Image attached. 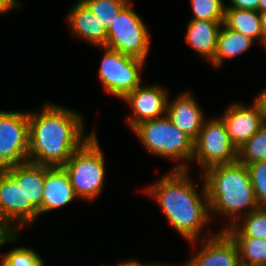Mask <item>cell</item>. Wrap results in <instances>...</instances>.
Wrapping results in <instances>:
<instances>
[{"label":"cell","instance_id":"cell-9","mask_svg":"<svg viewBox=\"0 0 266 266\" xmlns=\"http://www.w3.org/2000/svg\"><path fill=\"white\" fill-rule=\"evenodd\" d=\"M29 113L0 111V170L28 161Z\"/></svg>","mask_w":266,"mask_h":266},{"label":"cell","instance_id":"cell-27","mask_svg":"<svg viewBox=\"0 0 266 266\" xmlns=\"http://www.w3.org/2000/svg\"><path fill=\"white\" fill-rule=\"evenodd\" d=\"M246 167L258 204L266 206V160L249 164Z\"/></svg>","mask_w":266,"mask_h":266},{"label":"cell","instance_id":"cell-25","mask_svg":"<svg viewBox=\"0 0 266 266\" xmlns=\"http://www.w3.org/2000/svg\"><path fill=\"white\" fill-rule=\"evenodd\" d=\"M194 13L191 20L224 21L225 4L222 0H190Z\"/></svg>","mask_w":266,"mask_h":266},{"label":"cell","instance_id":"cell-32","mask_svg":"<svg viewBox=\"0 0 266 266\" xmlns=\"http://www.w3.org/2000/svg\"><path fill=\"white\" fill-rule=\"evenodd\" d=\"M256 100L261 104V107L266 113V89L259 94Z\"/></svg>","mask_w":266,"mask_h":266},{"label":"cell","instance_id":"cell-5","mask_svg":"<svg viewBox=\"0 0 266 266\" xmlns=\"http://www.w3.org/2000/svg\"><path fill=\"white\" fill-rule=\"evenodd\" d=\"M132 130L151 153L166 158L184 159L182 162L192 161L194 141L179 130L166 115L144 121Z\"/></svg>","mask_w":266,"mask_h":266},{"label":"cell","instance_id":"cell-11","mask_svg":"<svg viewBox=\"0 0 266 266\" xmlns=\"http://www.w3.org/2000/svg\"><path fill=\"white\" fill-rule=\"evenodd\" d=\"M17 181H23L24 225H29L42 214L45 165L30 161L7 169Z\"/></svg>","mask_w":266,"mask_h":266},{"label":"cell","instance_id":"cell-10","mask_svg":"<svg viewBox=\"0 0 266 266\" xmlns=\"http://www.w3.org/2000/svg\"><path fill=\"white\" fill-rule=\"evenodd\" d=\"M226 111L221 119L237 150L266 124V113L257 100L251 107L234 103Z\"/></svg>","mask_w":266,"mask_h":266},{"label":"cell","instance_id":"cell-31","mask_svg":"<svg viewBox=\"0 0 266 266\" xmlns=\"http://www.w3.org/2000/svg\"><path fill=\"white\" fill-rule=\"evenodd\" d=\"M261 30L263 33V41L266 39V11L260 12Z\"/></svg>","mask_w":266,"mask_h":266},{"label":"cell","instance_id":"cell-16","mask_svg":"<svg viewBox=\"0 0 266 266\" xmlns=\"http://www.w3.org/2000/svg\"><path fill=\"white\" fill-rule=\"evenodd\" d=\"M74 198L77 196L65 169L45 166L42 213L65 206Z\"/></svg>","mask_w":266,"mask_h":266},{"label":"cell","instance_id":"cell-4","mask_svg":"<svg viewBox=\"0 0 266 266\" xmlns=\"http://www.w3.org/2000/svg\"><path fill=\"white\" fill-rule=\"evenodd\" d=\"M95 133L63 166L77 197L92 201L98 197L104 184L103 152Z\"/></svg>","mask_w":266,"mask_h":266},{"label":"cell","instance_id":"cell-37","mask_svg":"<svg viewBox=\"0 0 266 266\" xmlns=\"http://www.w3.org/2000/svg\"><path fill=\"white\" fill-rule=\"evenodd\" d=\"M263 46H265L266 47V39L263 41Z\"/></svg>","mask_w":266,"mask_h":266},{"label":"cell","instance_id":"cell-18","mask_svg":"<svg viewBox=\"0 0 266 266\" xmlns=\"http://www.w3.org/2000/svg\"><path fill=\"white\" fill-rule=\"evenodd\" d=\"M224 21L190 20L187 26V46H192L197 53L209 59L214 58L217 41Z\"/></svg>","mask_w":266,"mask_h":266},{"label":"cell","instance_id":"cell-6","mask_svg":"<svg viewBox=\"0 0 266 266\" xmlns=\"http://www.w3.org/2000/svg\"><path fill=\"white\" fill-rule=\"evenodd\" d=\"M129 1L117 14L107 32L108 49L145 61L150 46V36L143 20L131 9Z\"/></svg>","mask_w":266,"mask_h":266},{"label":"cell","instance_id":"cell-3","mask_svg":"<svg viewBox=\"0 0 266 266\" xmlns=\"http://www.w3.org/2000/svg\"><path fill=\"white\" fill-rule=\"evenodd\" d=\"M210 211L223 216H233L234 225L243 209L249 213L259 208L249 171L238 160L232 163L210 167L202 173ZM239 213V214H238Z\"/></svg>","mask_w":266,"mask_h":266},{"label":"cell","instance_id":"cell-36","mask_svg":"<svg viewBox=\"0 0 266 266\" xmlns=\"http://www.w3.org/2000/svg\"><path fill=\"white\" fill-rule=\"evenodd\" d=\"M149 266H165V265H163V264H159V263H158V264H155V263H154V264H150Z\"/></svg>","mask_w":266,"mask_h":266},{"label":"cell","instance_id":"cell-2","mask_svg":"<svg viewBox=\"0 0 266 266\" xmlns=\"http://www.w3.org/2000/svg\"><path fill=\"white\" fill-rule=\"evenodd\" d=\"M187 172V165L178 164L146 192L155 198L175 230L194 245L202 227L211 219L210 207L205 183L201 196Z\"/></svg>","mask_w":266,"mask_h":266},{"label":"cell","instance_id":"cell-20","mask_svg":"<svg viewBox=\"0 0 266 266\" xmlns=\"http://www.w3.org/2000/svg\"><path fill=\"white\" fill-rule=\"evenodd\" d=\"M222 26V29L220 27L216 53L211 60L212 64L216 67H220L224 59L233 58L244 53L255 41L242 33L227 28L224 24Z\"/></svg>","mask_w":266,"mask_h":266},{"label":"cell","instance_id":"cell-15","mask_svg":"<svg viewBox=\"0 0 266 266\" xmlns=\"http://www.w3.org/2000/svg\"><path fill=\"white\" fill-rule=\"evenodd\" d=\"M166 117L193 141L205 121L197 101L190 93H182L172 101H167Z\"/></svg>","mask_w":266,"mask_h":266},{"label":"cell","instance_id":"cell-22","mask_svg":"<svg viewBox=\"0 0 266 266\" xmlns=\"http://www.w3.org/2000/svg\"><path fill=\"white\" fill-rule=\"evenodd\" d=\"M238 248L241 266H266V240L231 237Z\"/></svg>","mask_w":266,"mask_h":266},{"label":"cell","instance_id":"cell-23","mask_svg":"<svg viewBox=\"0 0 266 266\" xmlns=\"http://www.w3.org/2000/svg\"><path fill=\"white\" fill-rule=\"evenodd\" d=\"M130 0H79L98 18L101 25L108 31L117 14Z\"/></svg>","mask_w":266,"mask_h":266},{"label":"cell","instance_id":"cell-33","mask_svg":"<svg viewBox=\"0 0 266 266\" xmlns=\"http://www.w3.org/2000/svg\"><path fill=\"white\" fill-rule=\"evenodd\" d=\"M149 264H142L141 262L137 261V260H131V261H124V262H121L119 264V266H149ZM105 266H108V265H105Z\"/></svg>","mask_w":266,"mask_h":266},{"label":"cell","instance_id":"cell-19","mask_svg":"<svg viewBox=\"0 0 266 266\" xmlns=\"http://www.w3.org/2000/svg\"><path fill=\"white\" fill-rule=\"evenodd\" d=\"M223 24L236 32L255 39L262 40L260 12L258 10L226 8Z\"/></svg>","mask_w":266,"mask_h":266},{"label":"cell","instance_id":"cell-28","mask_svg":"<svg viewBox=\"0 0 266 266\" xmlns=\"http://www.w3.org/2000/svg\"><path fill=\"white\" fill-rule=\"evenodd\" d=\"M13 226L12 229H10L1 219H0V246H2L3 244H6L7 242L10 241H15L18 240L17 238V231L13 230Z\"/></svg>","mask_w":266,"mask_h":266},{"label":"cell","instance_id":"cell-13","mask_svg":"<svg viewBox=\"0 0 266 266\" xmlns=\"http://www.w3.org/2000/svg\"><path fill=\"white\" fill-rule=\"evenodd\" d=\"M203 239L204 246L182 266H241L237 245L225 230Z\"/></svg>","mask_w":266,"mask_h":266},{"label":"cell","instance_id":"cell-34","mask_svg":"<svg viewBox=\"0 0 266 266\" xmlns=\"http://www.w3.org/2000/svg\"><path fill=\"white\" fill-rule=\"evenodd\" d=\"M266 11V0H259V12Z\"/></svg>","mask_w":266,"mask_h":266},{"label":"cell","instance_id":"cell-35","mask_svg":"<svg viewBox=\"0 0 266 266\" xmlns=\"http://www.w3.org/2000/svg\"><path fill=\"white\" fill-rule=\"evenodd\" d=\"M16 7H19V2L17 0H10Z\"/></svg>","mask_w":266,"mask_h":266},{"label":"cell","instance_id":"cell-1","mask_svg":"<svg viewBox=\"0 0 266 266\" xmlns=\"http://www.w3.org/2000/svg\"><path fill=\"white\" fill-rule=\"evenodd\" d=\"M80 114L46 103L43 110L29 113L28 161L48 167H63L91 136L83 137Z\"/></svg>","mask_w":266,"mask_h":266},{"label":"cell","instance_id":"cell-26","mask_svg":"<svg viewBox=\"0 0 266 266\" xmlns=\"http://www.w3.org/2000/svg\"><path fill=\"white\" fill-rule=\"evenodd\" d=\"M2 258V266H44L43 259L32 249L17 247Z\"/></svg>","mask_w":266,"mask_h":266},{"label":"cell","instance_id":"cell-14","mask_svg":"<svg viewBox=\"0 0 266 266\" xmlns=\"http://www.w3.org/2000/svg\"><path fill=\"white\" fill-rule=\"evenodd\" d=\"M0 219L11 229L19 222L24 226L23 181L17 179L6 169L0 170Z\"/></svg>","mask_w":266,"mask_h":266},{"label":"cell","instance_id":"cell-21","mask_svg":"<svg viewBox=\"0 0 266 266\" xmlns=\"http://www.w3.org/2000/svg\"><path fill=\"white\" fill-rule=\"evenodd\" d=\"M242 226L237 224L225 227V230L231 237H253L266 240V206L245 213Z\"/></svg>","mask_w":266,"mask_h":266},{"label":"cell","instance_id":"cell-8","mask_svg":"<svg viewBox=\"0 0 266 266\" xmlns=\"http://www.w3.org/2000/svg\"><path fill=\"white\" fill-rule=\"evenodd\" d=\"M100 48L105 50L100 63V80L109 93L123 99L141 86L140 71L145 61L107 47Z\"/></svg>","mask_w":266,"mask_h":266},{"label":"cell","instance_id":"cell-29","mask_svg":"<svg viewBox=\"0 0 266 266\" xmlns=\"http://www.w3.org/2000/svg\"><path fill=\"white\" fill-rule=\"evenodd\" d=\"M231 5L226 8L248 9L259 11V0H230Z\"/></svg>","mask_w":266,"mask_h":266},{"label":"cell","instance_id":"cell-30","mask_svg":"<svg viewBox=\"0 0 266 266\" xmlns=\"http://www.w3.org/2000/svg\"><path fill=\"white\" fill-rule=\"evenodd\" d=\"M12 8H17L10 0H0V15Z\"/></svg>","mask_w":266,"mask_h":266},{"label":"cell","instance_id":"cell-17","mask_svg":"<svg viewBox=\"0 0 266 266\" xmlns=\"http://www.w3.org/2000/svg\"><path fill=\"white\" fill-rule=\"evenodd\" d=\"M69 13L67 22L73 34L95 46H106L108 31L84 3H76Z\"/></svg>","mask_w":266,"mask_h":266},{"label":"cell","instance_id":"cell-24","mask_svg":"<svg viewBox=\"0 0 266 266\" xmlns=\"http://www.w3.org/2000/svg\"><path fill=\"white\" fill-rule=\"evenodd\" d=\"M237 160L246 166L266 160V124L238 150Z\"/></svg>","mask_w":266,"mask_h":266},{"label":"cell","instance_id":"cell-12","mask_svg":"<svg viewBox=\"0 0 266 266\" xmlns=\"http://www.w3.org/2000/svg\"><path fill=\"white\" fill-rule=\"evenodd\" d=\"M167 90L161 86H139L128 93L123 100L127 101L133 109L134 116L126 119L130 128L140 123L158 119L166 115L168 95Z\"/></svg>","mask_w":266,"mask_h":266},{"label":"cell","instance_id":"cell-7","mask_svg":"<svg viewBox=\"0 0 266 266\" xmlns=\"http://www.w3.org/2000/svg\"><path fill=\"white\" fill-rule=\"evenodd\" d=\"M238 150L232 144L221 118L204 121L198 137L194 141L192 160L203 170L216 165L237 161Z\"/></svg>","mask_w":266,"mask_h":266}]
</instances>
